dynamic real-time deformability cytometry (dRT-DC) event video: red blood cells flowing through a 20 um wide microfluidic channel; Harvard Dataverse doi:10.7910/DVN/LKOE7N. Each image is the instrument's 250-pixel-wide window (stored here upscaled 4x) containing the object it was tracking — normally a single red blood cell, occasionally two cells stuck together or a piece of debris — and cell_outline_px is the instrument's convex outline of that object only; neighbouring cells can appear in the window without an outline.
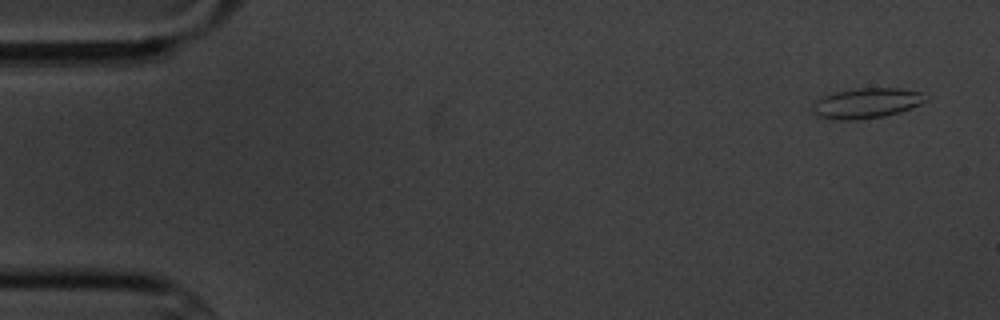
{"species": "common noctule bat (a hibernating species)", "species_latin": "Nyctalus noctula", "temperature_condition": "cold", "stored_images_in_passage": 4, "camera_frame_rate_fps": 3000, "um_per_image_px": 0.085, "animal": {"sex": "male", "body_mass_g": 20.1, "forearm_length_mm": 53.5}, "frame": {"image": 1, "passage_image": 1, "time_ms": 0.0, "image_size_px": [1000, 320], "cell_outline_px": [[928, 100], [912, 108], [900, 112], [884, 116], [852, 120], [832, 120], [816, 116], [812, 112], [812, 104], [816, 100], [824, 96], [836, 92], [856, 88], [900, 88], [920, 92]], "centroid_in_image_um": [73.62, 8.78], "position_along_channel_um": 11.4, "area_um2": 20.0}}